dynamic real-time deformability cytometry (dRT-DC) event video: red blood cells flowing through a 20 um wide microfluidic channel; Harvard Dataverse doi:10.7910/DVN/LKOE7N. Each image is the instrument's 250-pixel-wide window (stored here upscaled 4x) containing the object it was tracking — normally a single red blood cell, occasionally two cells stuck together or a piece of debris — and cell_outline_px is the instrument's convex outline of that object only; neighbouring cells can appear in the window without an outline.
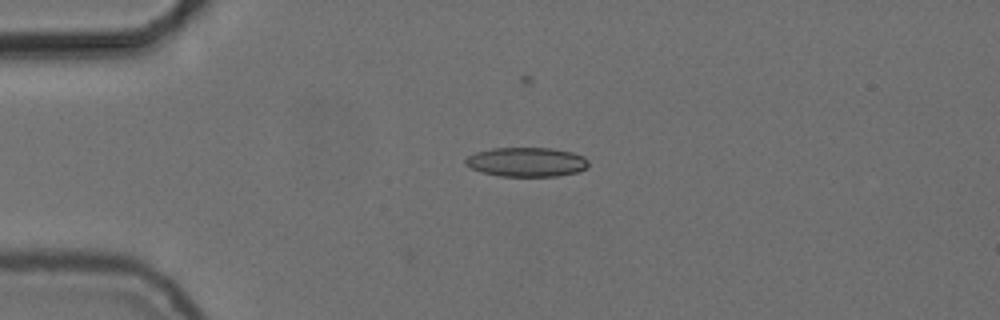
{"species": "common noctule bat (a hibernating species)", "species_latin": "Nyctalus noctula", "temperature_condition": "cold", "stored_images_in_passage": 3, "camera_frame_rate_fps": 3000, "um_per_image_px": 0.085, "animal": {"sex": "female", "body_mass_g": 24.6, "forearm_length_mm": 56.2}, "frame": {"image": 1, "passage_image": 1, "time_ms": 0.0, "image_size_px": [1000, 320], "cell_outline_px": [[588, 168], [576, 172], [556, 176], [500, 176], [480, 172], [464, 164], [464, 160], [468, 156], [476, 152], [492, 148], [552, 148], [572, 152], [584, 156], [588, 160]], "centroid_in_image_um": [44.75, 13.77], "position_along_channel_um": 40.2, "area_um2": 21.1}}